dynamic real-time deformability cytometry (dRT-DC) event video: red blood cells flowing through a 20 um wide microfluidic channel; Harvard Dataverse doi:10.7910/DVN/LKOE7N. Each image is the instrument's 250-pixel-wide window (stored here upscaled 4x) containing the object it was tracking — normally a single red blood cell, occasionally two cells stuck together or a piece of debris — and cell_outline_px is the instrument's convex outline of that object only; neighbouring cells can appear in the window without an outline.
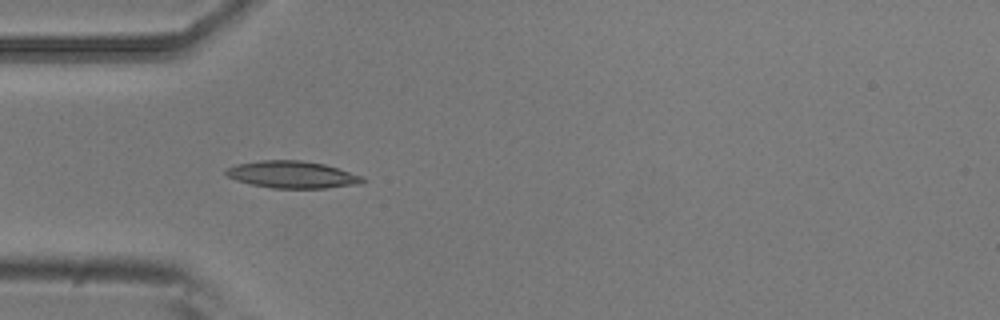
{"species": "common noctule bat (a hibernating species)", "species_latin": "Nyctalus noctula", "temperature_condition": "room temperature", "stored_images_in_passage": 8, "camera_frame_rate_fps": 3000, "um_per_image_px": 0.085, "animal": {"sex": "male", "body_mass_g": 20.5, "forearm_length_mm": 52.5}, "frame": {"image": 1, "passage_image": 4, "time_ms": 1.0, "image_size_px": [1000, 320], "cell_outline_px": [[364, 180], [360, 184], [324, 188], [272, 188], [252, 184], [236, 180], [228, 176], [224, 172], [228, 168], [236, 164], [260, 160], [300, 160], [324, 164], [364, 176]], "centroid_in_image_um": [24.85, 14.84], "position_along_channel_um": 60.2, "area_um2": 21.44}}
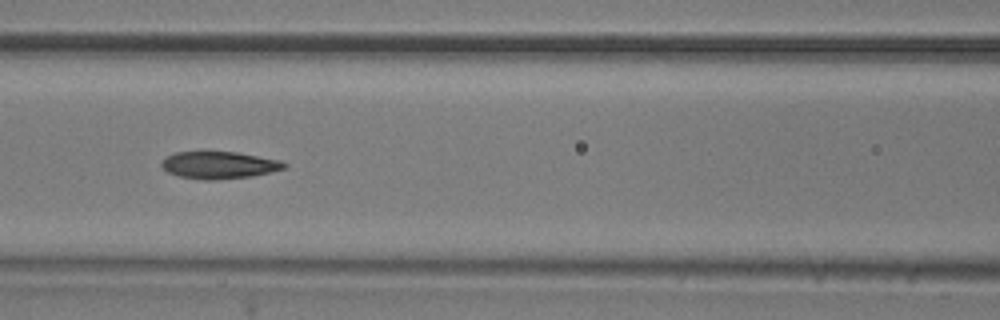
{"frame": {"image": 2, "passage_image": 6, "time_ms": 1.667, "image_size_px": [1000, 320], "cell_outline_px": [[288, 164], [284, 168], [252, 176], [216, 180], [204, 180], [180, 176], [168, 172], [160, 164], [168, 156], [176, 152], [204, 148], [236, 152], [280, 160]], "centroid_in_image_um": [18.58, 13.98], "position_along_channel_um": 148.0, "area_um2": 20.0}}
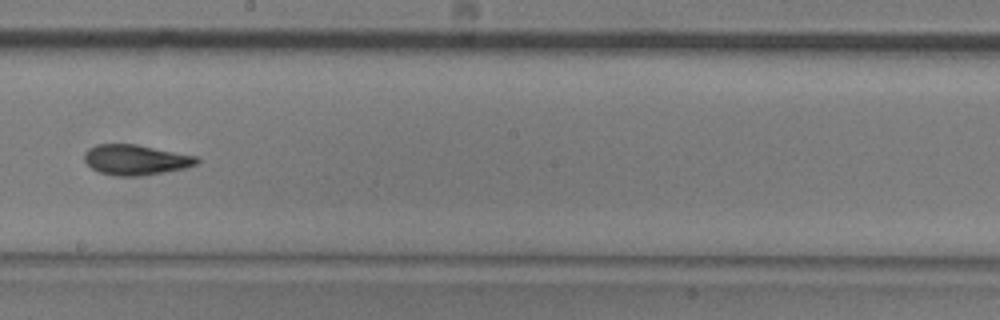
{"frame": {"image": 3, "passage_image": 8, "time_ms": 2.333, "image_size_px": [1000, 320], "cell_outline_px": [[200, 160], [196, 164], [184, 168], [144, 176], [116, 176], [100, 172], [92, 168], [84, 160], [84, 152], [88, 148], [96, 144], [136, 144], [200, 156]], "centroid_in_image_um": [11.56, 13.57], "position_along_channel_um": 236.6, "area_um2": 20.06}}